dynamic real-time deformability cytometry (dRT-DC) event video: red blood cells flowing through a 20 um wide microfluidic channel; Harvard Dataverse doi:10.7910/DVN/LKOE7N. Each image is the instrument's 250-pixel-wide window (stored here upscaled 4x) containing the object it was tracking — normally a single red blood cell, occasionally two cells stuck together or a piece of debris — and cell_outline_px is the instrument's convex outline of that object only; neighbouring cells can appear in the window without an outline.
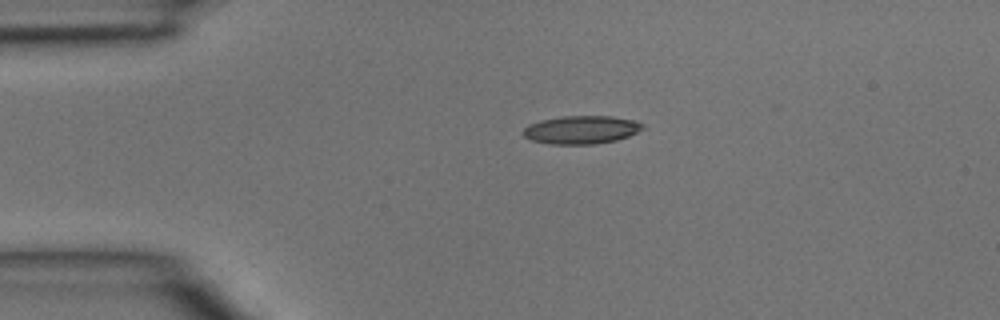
{"species": "common noctule bat (a hibernating species)", "species_latin": "Nyctalus noctula", "temperature_condition": "room temperature", "stored_images_in_passage": 3, "camera_frame_rate_fps": 3000, "um_per_image_px": 0.085, "animal": {"sex": "male", "body_mass_g": 15.6}, "frame": {"image": 1, "passage_image": 1, "time_ms": 0.0, "image_size_px": [1000, 320], "cell_outline_px": [[644, 128], [628, 136], [616, 140], [596, 144], [548, 144], [532, 140], [524, 136], [520, 132], [528, 124], [540, 120], [560, 116], [612, 116], [636, 120], [644, 124]], "centroid_in_image_um": [49.39, 11.02], "position_along_channel_um": 35.6, "area_um2": 19.83}}